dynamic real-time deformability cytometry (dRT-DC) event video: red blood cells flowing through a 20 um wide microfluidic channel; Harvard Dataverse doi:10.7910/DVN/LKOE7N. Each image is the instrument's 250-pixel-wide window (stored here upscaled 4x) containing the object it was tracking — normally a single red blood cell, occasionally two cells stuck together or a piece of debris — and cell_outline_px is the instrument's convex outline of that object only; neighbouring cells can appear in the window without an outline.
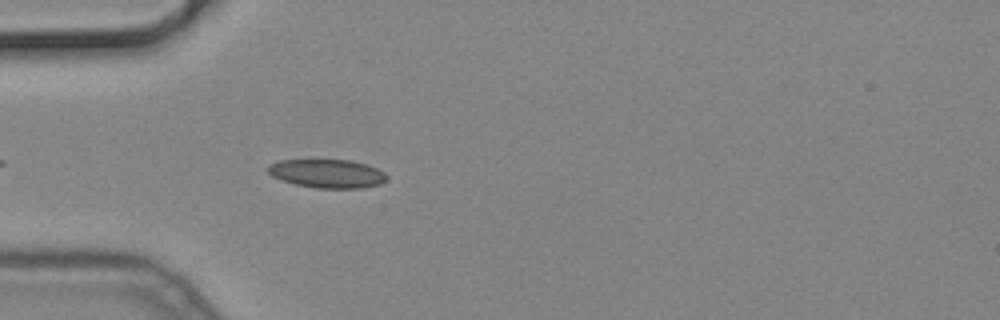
{"species": "common noctule bat (a hibernating species)", "species_latin": "Nyctalus noctula", "temperature_condition": "cold", "stored_images_in_passage": 10, "camera_frame_rate_fps": 3000, "um_per_image_px": 0.085, "animal": {"sex": "male", "body_mass_g": 19.2, "forearm_length_mm": 51.8}, "frame": {"image": 1, "passage_image": 5, "time_ms": 1.333, "image_size_px": [1000, 320], "cell_outline_px": [[388, 176], [380, 184], [360, 188], [316, 188], [296, 184], [272, 176], [264, 168], [268, 164], [280, 160], [352, 160], [368, 164], [384, 172]], "centroid_in_image_um": [27.8, 14.74], "position_along_channel_um": 57.2, "area_um2": 19.83}}